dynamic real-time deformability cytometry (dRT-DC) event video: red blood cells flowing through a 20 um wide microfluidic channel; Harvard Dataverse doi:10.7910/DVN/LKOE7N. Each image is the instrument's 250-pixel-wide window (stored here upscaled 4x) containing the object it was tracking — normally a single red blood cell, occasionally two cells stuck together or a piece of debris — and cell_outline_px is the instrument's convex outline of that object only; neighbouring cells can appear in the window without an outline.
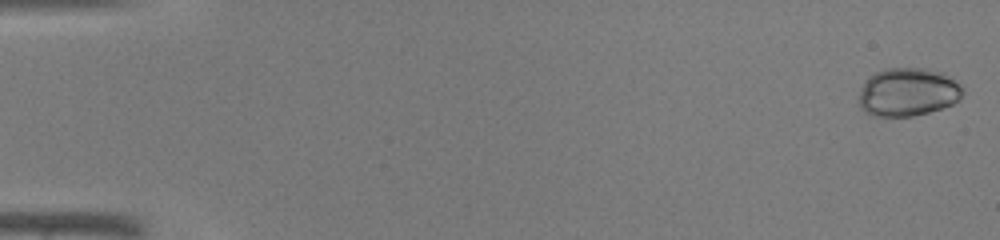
{"species": "common noctule bat (a hibernating species)", "species_latin": "Nyctalus noctula", "temperature_condition": "warm", "stored_images_in_passage": 43, "camera_frame_rate_fps": 3000, "um_per_image_px": 0.085, "animal": {"sex": "male", "body_mass_g": 19.0, "forearm_length_mm": 50.8}, "frame": {"image": 1, "passage_image": 1, "time_ms": 0.0, "image_size_px": [1000, 240], "cell_outline_px": [[964, 92], [952, 104], [928, 112], [912, 116], [872, 116], [864, 112], [860, 108], [860, 92], [864, 84], [876, 72], [884, 68], [924, 68], [944, 72], [960, 84], [964, 88]], "centroid_in_image_um": [77.19, 7.82], "position_along_channel_um": 7.8, "area_um2": 29.07}}
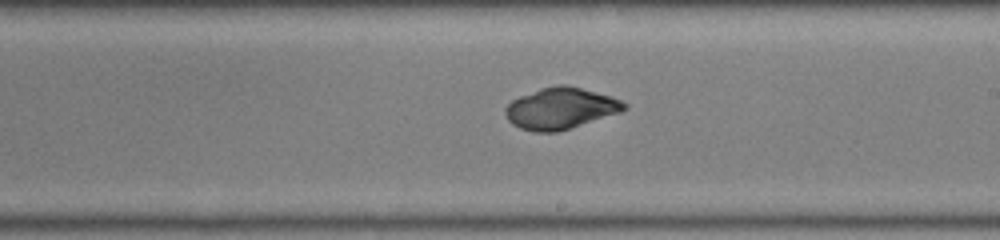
{"frame": {"image": 2, "passage_image": 27, "time_ms": 8.667, "image_size_px": [1000, 240], "cell_outline_px": [[628, 108], [620, 112], [556, 132], [532, 132], [520, 128], [512, 124], [508, 120], [504, 112], [504, 108], [512, 100], [520, 96], [540, 88], [556, 84], [564, 84], [580, 88], [608, 96], [620, 100], [628, 104]], "centroid_in_image_um": [47.6, 9.21], "position_along_channel_um": 241.4, "area_um2": 28.38}}
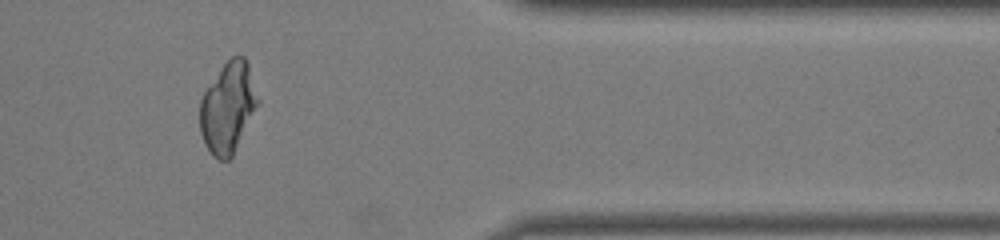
{"frame": {"image": 3, "passage_image": 38, "time_ms": 12.333, "image_size_px": [1000, 240], "cell_outline_px": [[260, 104], [232, 156], [228, 160], [220, 160], [212, 156], [204, 144], [200, 132], [200, 100], [204, 92], [220, 68], [232, 56], [244, 56], [248, 60], [260, 100]], "centroid_in_image_um": [19.4, 9.14], "position_along_channel_um": 392.0, "area_um2": 31.04}}